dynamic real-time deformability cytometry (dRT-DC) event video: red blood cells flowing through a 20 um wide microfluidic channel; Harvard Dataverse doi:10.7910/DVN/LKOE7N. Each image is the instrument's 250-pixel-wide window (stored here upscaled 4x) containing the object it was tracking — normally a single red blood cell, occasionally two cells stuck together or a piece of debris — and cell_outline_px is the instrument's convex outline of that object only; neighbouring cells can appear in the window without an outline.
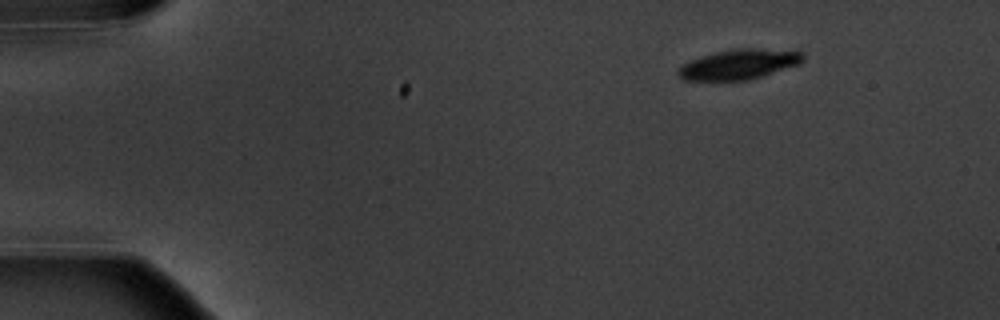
{"species": "common noctule bat (a hibernating species)", "species_latin": "Nyctalus noctula", "temperature_condition": "warm", "stored_images_in_passage": 5, "segment_of_instrument_passage": [2, 2], "camera_frame_rate_fps": 3000, "um_per_image_px": 0.085, "animal": {"sex": "male", "body_mass_g": 20.1, "forearm_length_mm": 53.5}, "frame": {"image": 1, "passage_image": 5, "time_ms": 4.667, "image_size_px": [1000, 320], "cell_outline_px": [[804, 60], [800, 64], [748, 80], [684, 80], [676, 72], [688, 60], [700, 56], [716, 52], [736, 48], [752, 48], [804, 52]], "centroid_in_image_um": [62.81, 5.46], "position_along_channel_um": 22.2, "area_um2": 21.68}}